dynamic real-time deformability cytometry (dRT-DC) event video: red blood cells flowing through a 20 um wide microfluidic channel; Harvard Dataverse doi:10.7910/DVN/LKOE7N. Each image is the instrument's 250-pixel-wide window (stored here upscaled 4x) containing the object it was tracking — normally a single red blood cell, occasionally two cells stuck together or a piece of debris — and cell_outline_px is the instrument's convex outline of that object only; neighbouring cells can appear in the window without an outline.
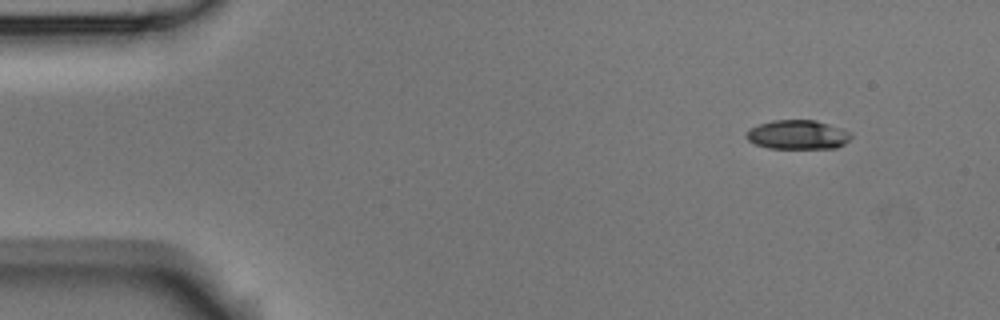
{"species": "Egyptian fruit bat (a non-hibernating species)", "species_latin": "Rousettus aegyptiacus", "temperature_condition": "room temperature", "stored_images_in_passage": 5, "camera_frame_rate_fps": 3000, "um_per_image_px": 0.085, "animal": {"sex": "male"}, "frame": {"image": 1, "passage_image": 1, "time_ms": 0.0, "image_size_px": [1000, 320], "cell_outline_px": [[852, 136], [844, 144], [836, 148], [768, 148], [756, 144], [748, 140], [748, 132], [752, 128], [760, 124], [772, 120], [816, 120], [840, 128], [848, 132]], "centroid_in_image_um": [67.83, 11.45], "position_along_channel_um": 17.2, "area_um2": 17.46}}
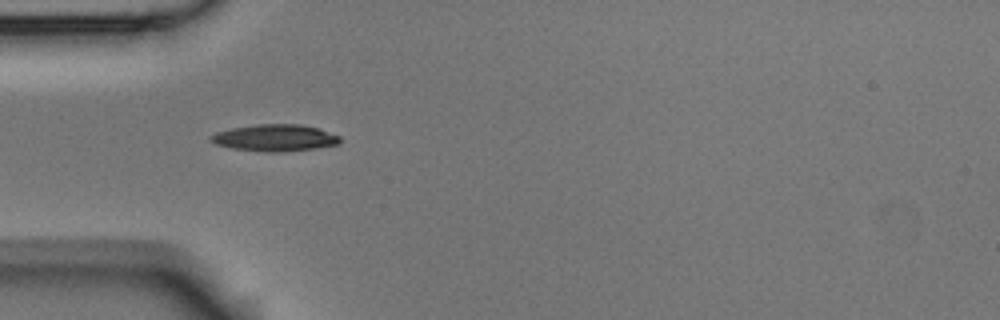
{"frame": {"image": 2, "passage_image": 4, "time_ms": 1.0, "image_size_px": [1000, 320], "cell_outline_px": [[340, 144], [316, 148], [284, 152], [264, 152], [232, 148], [216, 144], [208, 140], [208, 136], [216, 132], [232, 128], [260, 124], [300, 124], [320, 128], [340, 136]], "centroid_in_image_um": [23.37, 11.72], "position_along_channel_um": 61.6, "area_um2": 20.35}}
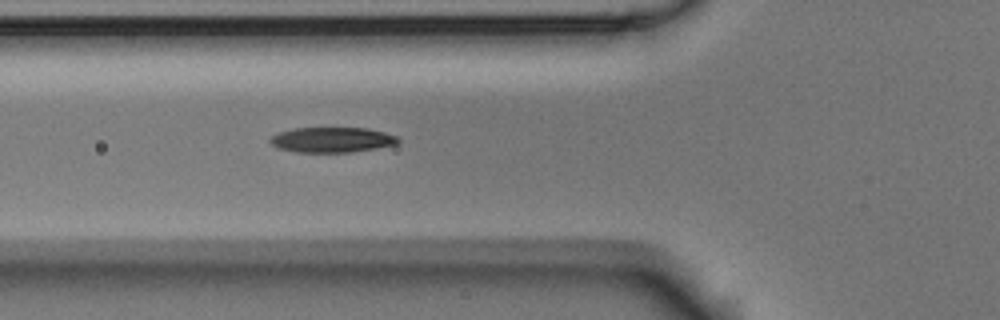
{"frame": {"image": 3, "passage_image": 5, "time_ms": 1.333, "image_size_px": [1000, 320], "cell_outline_px": [[400, 140], [396, 144], [376, 148], [352, 152], [296, 152], [280, 148], [272, 144], [268, 140], [272, 136], [280, 132], [292, 128], [368, 128], [384, 132], [396, 136]], "centroid_in_image_um": [28.22, 11.88], "position_along_channel_um": 97.6, "area_um2": 18.67}}